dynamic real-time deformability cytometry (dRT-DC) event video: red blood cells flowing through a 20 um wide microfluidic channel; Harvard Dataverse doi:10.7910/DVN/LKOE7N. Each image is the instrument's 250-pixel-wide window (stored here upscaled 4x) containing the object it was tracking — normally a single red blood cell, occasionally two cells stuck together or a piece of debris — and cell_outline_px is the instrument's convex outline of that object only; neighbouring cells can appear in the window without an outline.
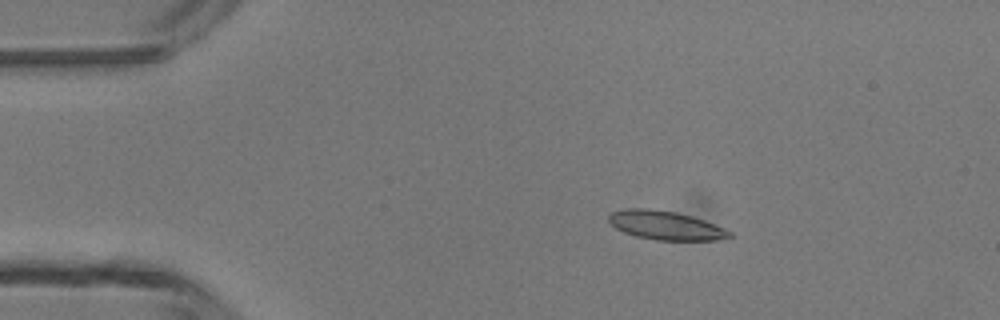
{"species": "common noctule bat (a hibernating species)", "species_latin": "Nyctalus noctula", "temperature_condition": "room temperature", "stored_images_in_passage": 6, "camera_frame_rate_fps": 3000, "um_per_image_px": 0.085, "animal": {"sex": "male", "body_mass_g": 13.3}, "frame": {"image": 1, "passage_image": 3, "time_ms": 2.333, "image_size_px": [1000, 320], "cell_outline_px": [[732, 236], [716, 240], [656, 240], [636, 236], [624, 232], [608, 224], [608, 216], [612, 212], [624, 208], [648, 208], [676, 212], [692, 216], [704, 220], [724, 228], [732, 232]], "centroid_in_image_um": [56.54, 19.15], "position_along_channel_um": 28.5, "area_um2": 20.35}}
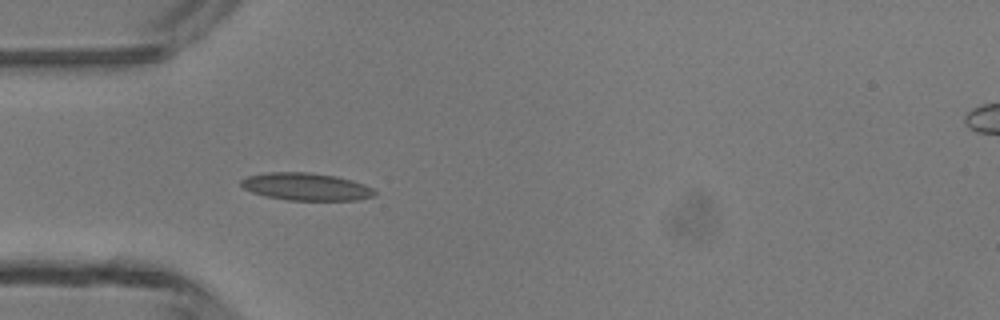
{"frame": {"image": 2, "passage_image": 5, "time_ms": 4.333, "image_size_px": [1000, 320], "cell_outline_px": [[376, 192], [372, 196], [356, 200], [288, 200], [264, 196], [252, 192], [244, 188], [240, 184], [240, 180], [248, 176], [264, 172], [308, 172], [336, 176], [364, 184], [372, 188]], "centroid_in_image_um": [25.97, 15.86], "position_along_channel_um": 59.0, "area_um2": 21.33}}